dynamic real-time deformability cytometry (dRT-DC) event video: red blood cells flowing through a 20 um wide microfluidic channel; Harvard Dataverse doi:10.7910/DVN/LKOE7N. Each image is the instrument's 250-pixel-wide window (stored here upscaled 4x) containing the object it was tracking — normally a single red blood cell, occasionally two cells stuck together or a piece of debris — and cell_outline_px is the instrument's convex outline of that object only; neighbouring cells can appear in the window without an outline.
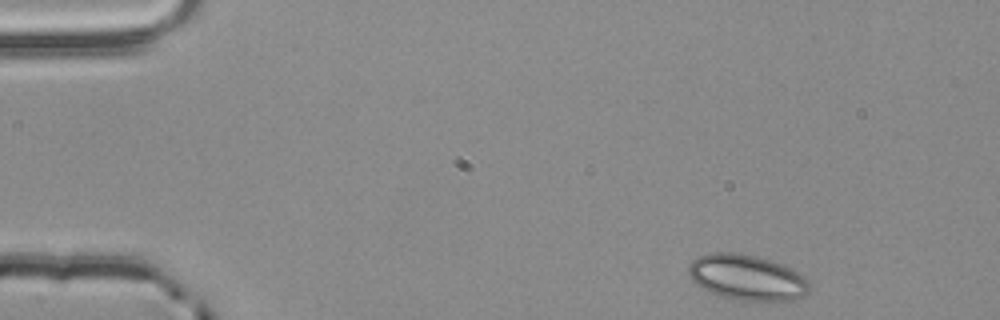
{"species": "common noctule bat (a hibernating species)", "species_latin": "Nyctalus noctula", "temperature_condition": "room temperature", "stored_images_in_passage": 49, "camera_frame_rate_fps": 3000, "um_per_image_px": 0.085, "animal": {"sex": "male", "body_mass_g": 20.4}, "frame": {"image": 1, "passage_image": 1, "time_ms": 0.0, "image_size_px": [1000, 320], "cell_outline_px": [[808, 292], [804, 296], [792, 300], [764, 304], [740, 300], [720, 296], [696, 284], [688, 276], [688, 264], [696, 256], [712, 252], [732, 252], [756, 256], [772, 260], [800, 272], [808, 280]], "centroid_in_image_um": [63.51, 23.61], "position_along_channel_um": 21.5, "area_um2": 32.89}}
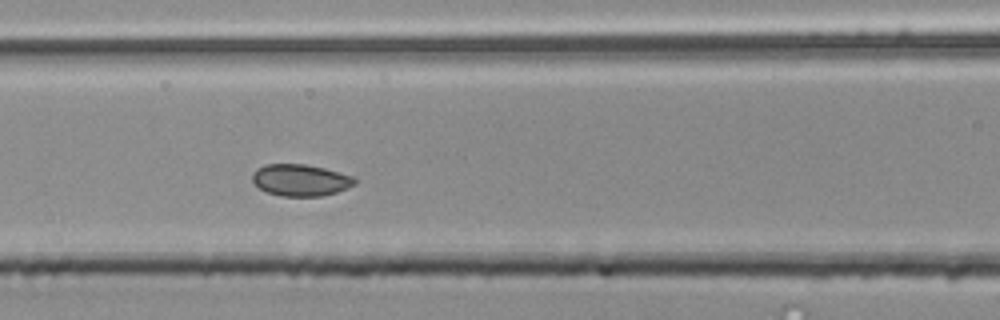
{"frame": {"image": 2, "passage_image": 18, "time_ms": 5.667, "image_size_px": [1000, 320], "cell_outline_px": [[356, 184], [348, 188], [336, 192], [320, 196], [280, 196], [268, 192], [260, 188], [252, 180], [252, 172], [256, 168], [264, 164], [304, 164], [324, 168], [352, 176], [356, 180]], "centroid_in_image_um": [25.53, 15.3], "position_along_channel_um": 141.1, "area_um2": 18.9}}
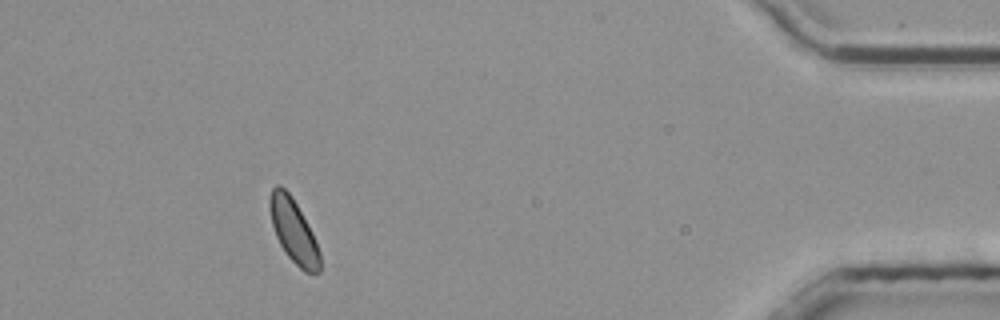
{"frame": {"image": 3, "passage_image": 44, "time_ms": 14.333, "image_size_px": [1000, 320], "cell_outline_px": [[320, 272], [304, 272], [284, 252], [276, 236], [272, 224], [268, 208], [268, 200], [272, 188], [276, 184], [280, 184], [292, 196], [308, 224], [312, 232], [320, 252]], "centroid_in_image_um": [24.92, 19.59], "position_along_channel_um": 410.3, "area_um2": 18.67}, "authors_computed_cell_mechanics": {"area_um2": 18.785, "velocity_mm_per_s": 3.8117, "shape_relaxation_time_tau1_ms": 2.8563, "shape_relaxation_time_tau2_ms": 6.8702, "deformation_change_tau1": 0.0651, "deformation_change_tau2": 0.0637}}